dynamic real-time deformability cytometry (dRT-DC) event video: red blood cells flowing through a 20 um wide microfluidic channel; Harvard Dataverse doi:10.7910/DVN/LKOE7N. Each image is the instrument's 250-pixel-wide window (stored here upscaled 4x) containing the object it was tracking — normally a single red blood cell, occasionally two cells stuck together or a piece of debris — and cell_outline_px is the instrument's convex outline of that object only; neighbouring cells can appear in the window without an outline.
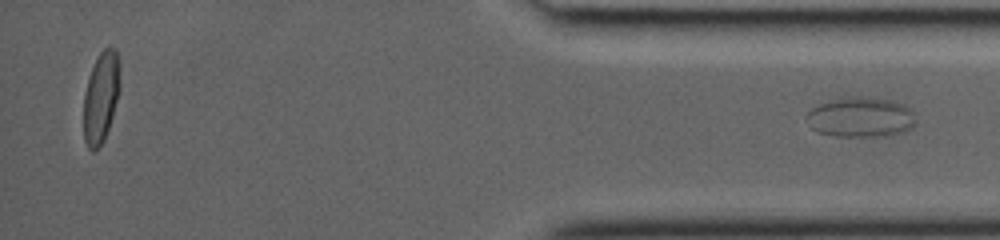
{"species": "common noctule bat (a hibernating species)", "species_latin": "Nyctalus noctula", "temperature_condition": "room temperature", "stored_images_in_passage": 26, "segment_of_instrument_passage": [2, 2], "camera_frame_rate_fps": 3000, "um_per_image_px": 0.085, "animal": {"sex": "female", "body_mass_g": 19.0, "forearm_length_mm": 53.3}, "frame": {"image": 1, "passage_image": 26, "time_ms": 8.333, "image_size_px": [1000, 240], "cell_outline_px": [[916, 124], [912, 128], [904, 132], [888, 136], [836, 136], [816, 132], [812, 128], [804, 116], [812, 108], [820, 104], [840, 96], [868, 96], [892, 100], [904, 104], [912, 112], [916, 120]], "centroid_in_image_um": [73.16, 9.95], "position_along_channel_um": 362.0, "area_um2": 26.01}}